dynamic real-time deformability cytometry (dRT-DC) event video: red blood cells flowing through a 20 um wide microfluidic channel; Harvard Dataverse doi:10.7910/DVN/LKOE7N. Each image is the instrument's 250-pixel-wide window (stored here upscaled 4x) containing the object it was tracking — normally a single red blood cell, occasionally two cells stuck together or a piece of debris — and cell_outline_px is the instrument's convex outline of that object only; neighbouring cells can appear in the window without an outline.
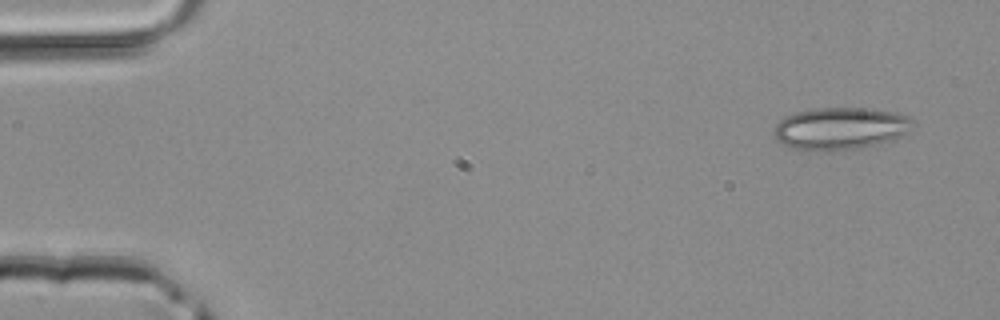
{"species": "common noctule bat (a hibernating species)", "species_latin": "Nyctalus noctula", "temperature_condition": "room temperature", "stored_images_in_passage": 4, "camera_frame_rate_fps": 3000, "um_per_image_px": 0.085, "animal": {"sex": "male", "body_mass_g": 20.4}, "frame": {"image": 1, "passage_image": 1, "time_ms": 0.0, "image_size_px": [1000, 320], "cell_outline_px": [[916, 124], [892, 144], [832, 152], [828, 152], [792, 148], [780, 144], [776, 140], [772, 132], [772, 128], [784, 116], [796, 112], [812, 108], [864, 108], [896, 112], [912, 116], [916, 120]], "centroid_in_image_um": [71.5, 10.95], "position_along_channel_um": 13.5, "area_um2": 35.72}}